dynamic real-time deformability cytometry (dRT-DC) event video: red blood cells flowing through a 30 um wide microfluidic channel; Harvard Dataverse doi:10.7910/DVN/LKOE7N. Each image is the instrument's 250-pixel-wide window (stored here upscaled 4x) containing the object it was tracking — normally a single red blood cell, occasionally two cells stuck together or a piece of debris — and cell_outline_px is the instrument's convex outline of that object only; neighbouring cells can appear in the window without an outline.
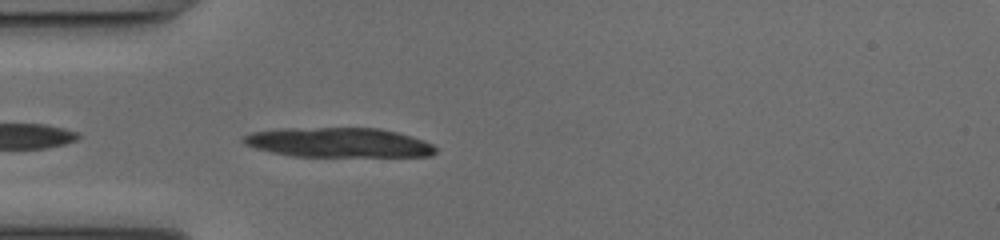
{"species": "common noctule bat (a hibernating species)", "species_latin": "Nyctalus noctula", "temperature_condition": "cold", "stored_images_in_passage": 6, "camera_frame_rate_fps": 3000, "um_per_image_px": 0.085, "animal": {"sex": "female", "body_mass_g": 17.0, "forearm_length_mm": 48.0}, "frame": {"image": 1, "passage_image": 2, "time_ms": 0.333, "image_size_px": [1000, 240], "cell_outline_px": [[436, 152], [428, 156], [292, 156], [272, 152], [256, 148], [244, 144], [244, 136], [252, 132], [284, 128], [376, 128], [396, 132], [432, 144], [436, 148]], "centroid_in_image_um": [28.75, 12.12], "position_along_channel_um": 56.3, "area_um2": 32.66}}
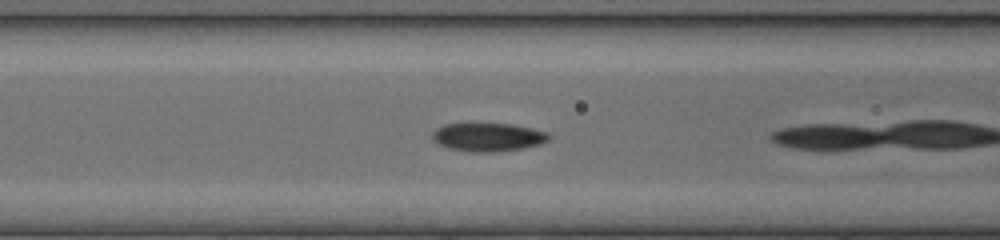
{"frame": {"image": 2, "passage_image": 5, "time_ms": 1.333, "image_size_px": [1000, 240], "cell_outline_px": [[548, 140], [536, 144], [520, 148], [496, 152], [468, 152], [448, 148], [440, 144], [432, 136], [432, 132], [436, 128], [444, 124], [468, 120], [512, 124], [548, 132]], "centroid_in_image_um": [41.38, 11.59], "position_along_channel_um": 125.2, "area_um2": 19.88}}